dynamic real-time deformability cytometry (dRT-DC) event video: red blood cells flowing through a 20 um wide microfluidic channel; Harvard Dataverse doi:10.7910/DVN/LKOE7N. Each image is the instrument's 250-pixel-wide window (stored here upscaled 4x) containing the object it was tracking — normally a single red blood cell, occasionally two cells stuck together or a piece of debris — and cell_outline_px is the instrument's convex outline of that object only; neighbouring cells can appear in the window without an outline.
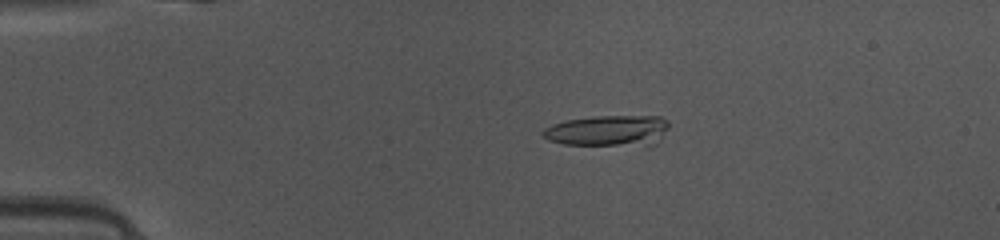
{"species": "common noctule bat (a hibernating species)", "species_latin": "Nyctalus noctula", "temperature_condition": "warm", "stored_images_in_passage": 45, "camera_frame_rate_fps": 3000, "um_per_image_px": 0.085, "animal": {"sex": "female", "body_mass_g": 10.0, "forearm_length_mm": 53.1}, "frame": {"image": 1, "passage_image": 7, "time_ms": 2.0, "image_size_px": [1000, 240], "cell_outline_px": [[668, 128], [656, 144], [652, 148], [644, 148], [564, 144], [548, 140], [540, 132], [544, 128], [552, 124], [568, 120], [596, 116], [660, 116], [668, 120]], "centroid_in_image_um": [51.77, 11.16], "position_along_channel_um": 33.2, "area_um2": 23.76}}
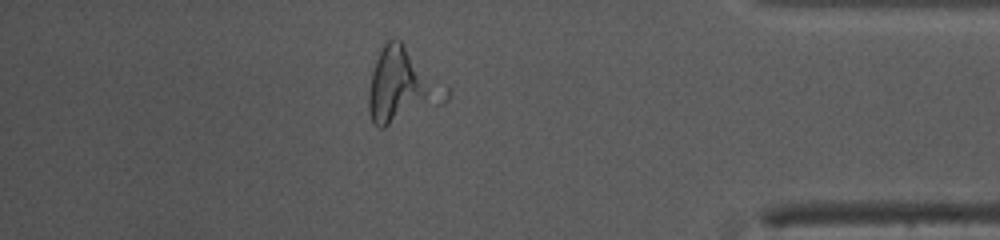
{"frame": {"image": 2, "passage_image": 39, "time_ms": 12.667, "image_size_px": [1000, 240], "cell_outline_px": [[448, 100], [440, 104], [384, 128], [376, 128], [368, 112], [368, 96], [372, 72], [376, 60], [384, 44], [392, 36], [400, 40], [448, 88]], "centroid_in_image_um": [34.14, 7.31], "position_along_channel_um": 401.1, "area_um2": 33.12}}